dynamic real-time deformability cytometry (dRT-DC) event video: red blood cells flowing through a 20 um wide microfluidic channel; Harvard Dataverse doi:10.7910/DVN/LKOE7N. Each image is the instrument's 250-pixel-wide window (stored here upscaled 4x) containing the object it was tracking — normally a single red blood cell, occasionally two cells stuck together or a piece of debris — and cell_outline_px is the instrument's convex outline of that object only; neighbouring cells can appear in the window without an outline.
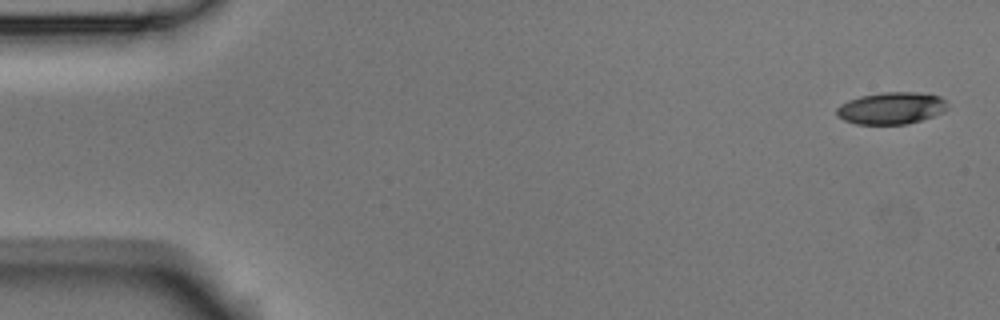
{"species": "Egyptian fruit bat (a non-hibernating species)", "species_latin": "Rousettus aegyptiacus", "temperature_condition": "room temperature", "stored_images_in_passage": 5, "segment_of_instrument_passage": [2, 2], "camera_frame_rate_fps": 3000, "um_per_image_px": 0.085, "animal": {"sex": "male"}, "frame": {"image": 1, "passage_image": 5, "time_ms": 1.333, "image_size_px": [1000, 320], "cell_outline_px": [[948, 108], [944, 112], [920, 120], [904, 124], [856, 124], [844, 120], [836, 116], [836, 108], [840, 104], [848, 100], [860, 96], [884, 92], [916, 92], [940, 96], [944, 100]], "centroid_in_image_um": [75.73, 9.19], "position_along_channel_um": 9.3, "area_um2": 20.63}}